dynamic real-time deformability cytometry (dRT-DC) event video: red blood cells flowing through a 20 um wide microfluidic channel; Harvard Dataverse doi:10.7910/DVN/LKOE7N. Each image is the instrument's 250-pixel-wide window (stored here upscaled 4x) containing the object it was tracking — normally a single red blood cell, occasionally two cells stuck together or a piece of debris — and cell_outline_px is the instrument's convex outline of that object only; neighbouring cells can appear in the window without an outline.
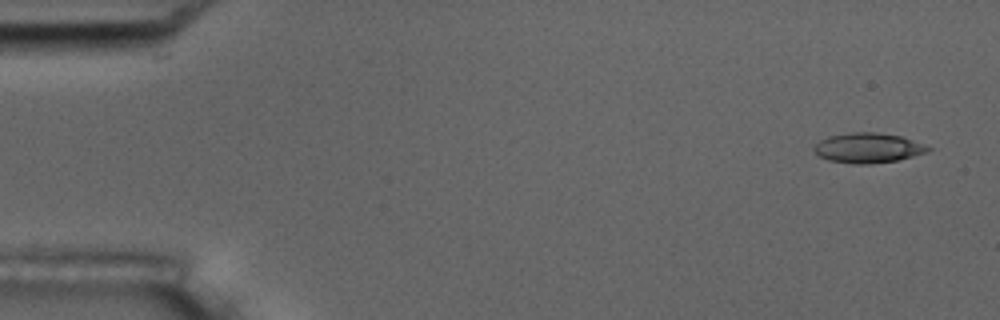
{"species": "common noctule bat (a hibernating species)", "species_latin": "Nyctalus noctula", "temperature_condition": "room temperature", "stored_images_in_passage": 4, "camera_frame_rate_fps": 3000, "um_per_image_px": 0.085, "animal": {"sex": "male", "body_mass_g": 17.5, "forearm_length_mm": 52.3}, "frame": {"image": 1, "passage_image": 1, "time_ms": 0.0, "image_size_px": [1000, 320], "cell_outline_px": [[932, 148], [928, 152], [896, 160], [868, 164], [852, 164], [828, 160], [820, 156], [812, 148], [820, 140], [828, 136], [852, 132], [876, 132], [900, 136], [924, 144]], "centroid_in_image_um": [73.77, 12.57], "position_along_channel_um": 11.2, "area_um2": 19.77}}
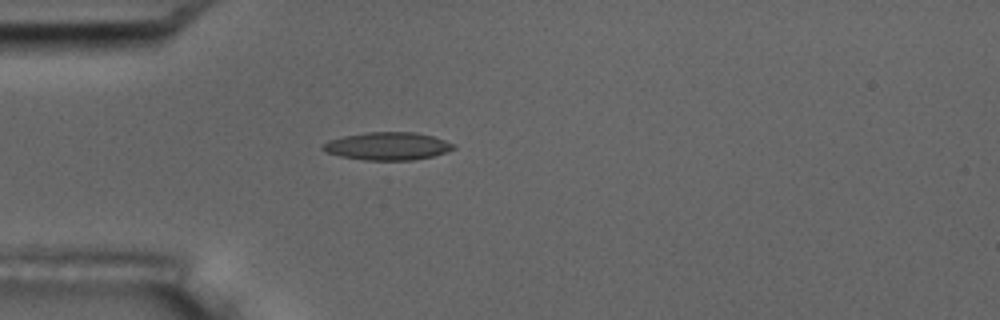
{"frame": {"image": 2, "passage_image": 4, "time_ms": 4.333, "image_size_px": [1000, 320], "cell_outline_px": [[456, 148], [432, 156], [412, 160], [364, 160], [340, 156], [324, 152], [320, 148], [328, 140], [344, 136], [368, 132], [416, 132], [432, 136], [456, 144]], "centroid_in_image_um": [32.92, 12.42], "position_along_channel_um": 52.1, "area_um2": 21.15}}